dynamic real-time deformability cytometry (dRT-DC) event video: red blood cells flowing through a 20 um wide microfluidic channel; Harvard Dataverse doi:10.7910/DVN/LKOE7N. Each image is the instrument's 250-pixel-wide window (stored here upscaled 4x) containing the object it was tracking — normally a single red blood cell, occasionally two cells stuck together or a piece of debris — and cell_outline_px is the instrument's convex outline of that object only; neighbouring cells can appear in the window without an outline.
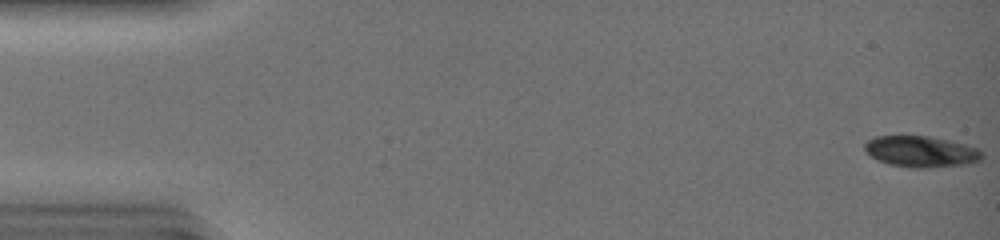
{"species": "common noctule bat (a hibernating species)", "species_latin": "Nyctalus noctula", "temperature_condition": "warm", "stored_images_in_passage": 47, "camera_frame_rate_fps": 3000, "um_per_image_px": 0.085, "animal": {"sex": "female", "body_mass_g": 19.0, "forearm_length_mm": 51.5}, "frame": {"image": 1, "passage_image": 1, "time_ms": 0.0, "image_size_px": [1000, 240], "cell_outline_px": [[984, 156], [980, 160], [964, 164], [928, 168], [912, 168], [888, 164], [872, 156], [864, 148], [864, 144], [868, 140], [876, 136], [928, 136], [948, 140], [964, 144], [976, 148], [984, 152]], "centroid_in_image_um": [78.3, 12.88], "position_along_channel_um": 6.7, "area_um2": 21.1}}
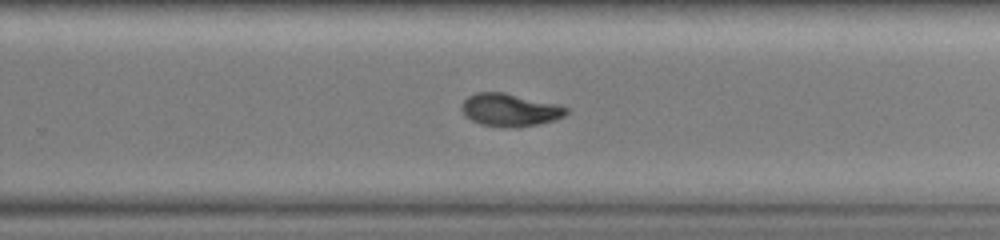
{"frame": {"image": 2, "passage_image": 32, "time_ms": 10.333, "image_size_px": [1000, 240], "cell_outline_px": [[568, 112], [564, 116], [552, 120], [536, 124], [516, 128], [480, 124], [464, 116], [460, 108], [460, 104], [468, 96], [476, 92], [504, 92], [560, 104], [568, 108]], "centroid_in_image_um": [43.32, 9.33], "position_along_channel_um": 286.5, "area_um2": 20.11}}
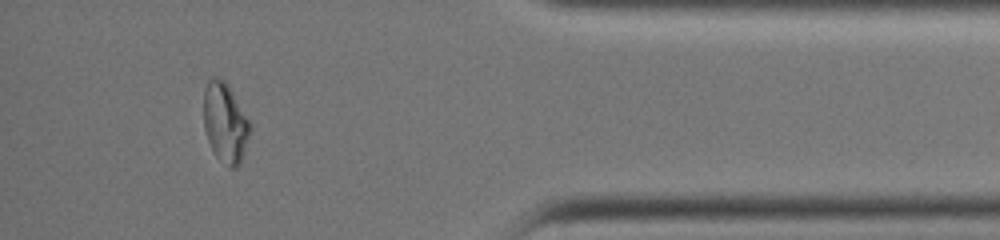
{"frame": {"image": 3, "passage_image": 43, "time_ms": 14.0, "image_size_px": [1000, 240], "cell_outline_px": [[252, 128], [240, 164], [236, 168], [228, 168], [216, 156], [208, 140], [204, 128], [204, 88], [208, 80], [212, 76], [216, 76], [224, 80], [228, 84], [252, 124]], "centroid_in_image_um": [19.15, 10.42], "position_along_channel_um": 416.0, "area_um2": 21.85}}